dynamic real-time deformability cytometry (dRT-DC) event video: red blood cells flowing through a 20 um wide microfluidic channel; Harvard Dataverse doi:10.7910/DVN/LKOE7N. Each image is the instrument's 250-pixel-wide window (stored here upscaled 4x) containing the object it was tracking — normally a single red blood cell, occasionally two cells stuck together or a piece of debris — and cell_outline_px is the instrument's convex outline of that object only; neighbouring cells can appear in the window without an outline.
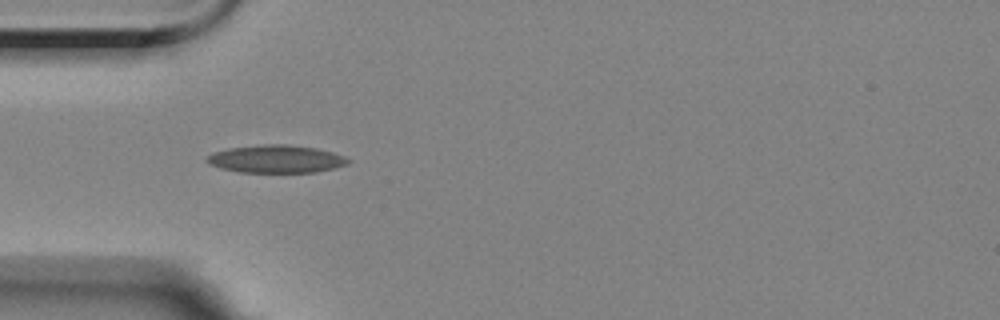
{"species": "Egyptian fruit bat (a non-hibernating species)", "species_latin": "Rousettus aegyptiacus", "temperature_condition": "room temperature", "stored_images_in_passage": 2, "camera_frame_rate_fps": 3000, "um_per_image_px": 0.085, "animal": {"sex": "female"}, "frame": {"image": 1, "passage_image": 1, "time_ms": 0.0, "image_size_px": [1000, 320], "cell_outline_px": [[352, 160], [348, 164], [316, 172], [240, 172], [220, 168], [208, 164], [204, 160], [212, 152], [228, 148], [264, 144], [288, 144], [316, 148], [332, 152], [344, 156]], "centroid_in_image_um": [23.44, 13.51], "position_along_channel_um": 61.6, "area_um2": 22.95}}
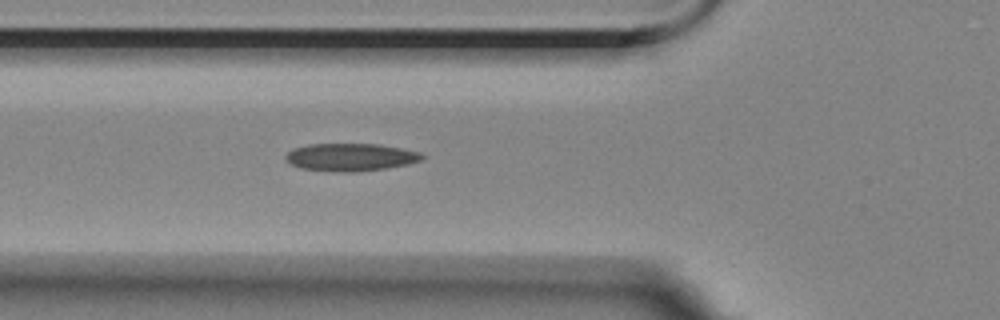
{"frame": {"image": 2, "passage_image": 2, "time_ms": 1.0, "image_size_px": [1000, 320], "cell_outline_px": [[424, 156], [420, 160], [408, 164], [384, 168], [356, 172], [340, 172], [300, 168], [292, 164], [284, 156], [292, 148], [308, 144], [380, 144], [420, 152]], "centroid_in_image_um": [29.78, 13.35], "position_along_channel_um": 96.0, "area_um2": 21.85}}